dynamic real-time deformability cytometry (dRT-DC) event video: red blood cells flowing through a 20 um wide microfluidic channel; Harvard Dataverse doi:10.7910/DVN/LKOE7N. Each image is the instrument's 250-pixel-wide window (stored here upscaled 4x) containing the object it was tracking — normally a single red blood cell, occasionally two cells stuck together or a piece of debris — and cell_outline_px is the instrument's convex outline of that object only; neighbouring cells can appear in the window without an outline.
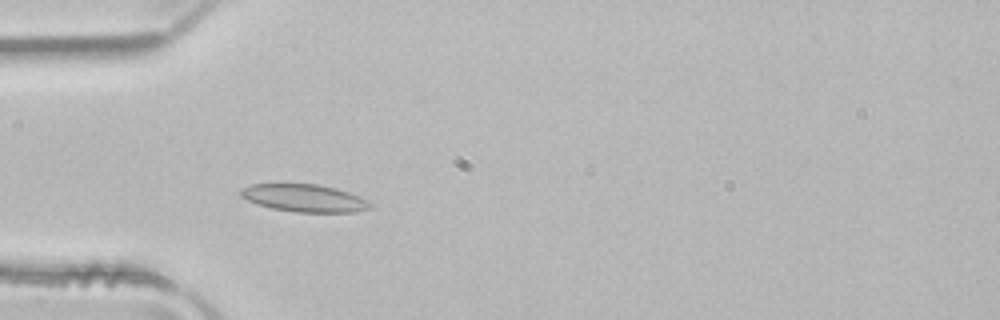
{"species": "common noctule bat (a hibernating species)", "species_latin": "Nyctalus noctula", "temperature_condition": "room temperature", "stored_images_in_passage": 38, "camera_frame_rate_fps": 3000, "um_per_image_px": 0.085, "animal": {"sex": "male", "body_mass_g": 21.5, "forearm_length_mm": 52.0}, "frame": {"image": 1, "passage_image": 2, "time_ms": 0.333, "image_size_px": [1000, 320], "cell_outline_px": [[376, 204], [372, 208], [356, 212], [296, 212], [272, 208], [256, 204], [240, 196], [240, 192], [244, 188], [252, 184], [316, 184], [348, 192], [368, 200]], "centroid_in_image_um": [25.92, 16.85], "position_along_channel_um": 59.1, "area_um2": 20.69}}
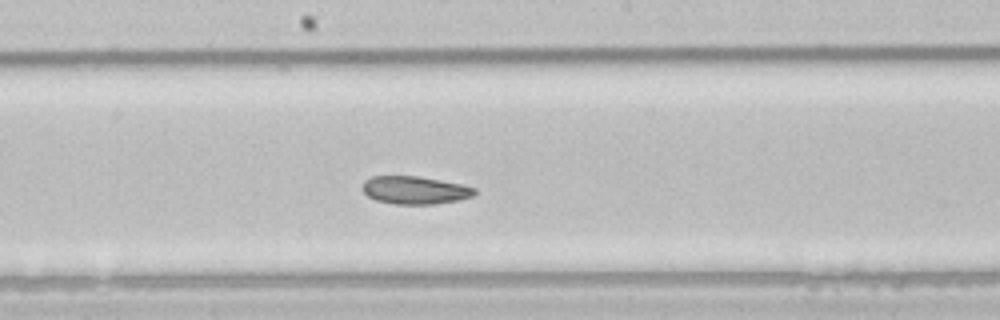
{"frame": {"image": 2, "passage_image": 14, "time_ms": 4.333, "image_size_px": [1000, 320], "cell_outline_px": [[476, 192], [472, 196], [460, 200], [436, 204], [396, 204], [376, 200], [368, 196], [360, 188], [364, 180], [372, 176], [416, 176], [440, 180], [460, 184], [476, 188]], "centroid_in_image_um": [35.24, 16.16], "position_along_channel_um": 213.0, "area_um2": 18.26}}
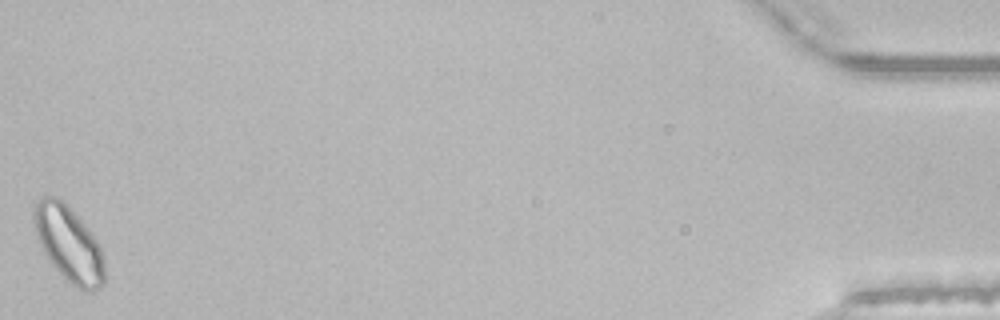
{"frame": {"image": 3, "passage_image": 38, "time_ms": 12.333, "image_size_px": [1000, 320], "cell_outline_px": [[104, 284], [100, 288], [92, 292], [88, 292], [72, 284], [52, 264], [44, 252], [40, 244], [36, 232], [36, 204], [44, 196], [52, 196], [60, 200], [84, 224], [96, 240], [104, 256]], "centroid_in_image_um": [5.9, 20.8], "position_along_channel_um": 429.3, "area_um2": 29.77}, "authors_computed_cell_mechanics": {"area_um2": 19.3341, "velocity_mm_per_s": 3.926, "shape_relaxation_time_tau1_ms": 2.2032, "shape_relaxation_time_tau2_ms": 7.2038, "deformation_change_tau1": 0.0757, "deformation_change_tau2": 0.1079}}